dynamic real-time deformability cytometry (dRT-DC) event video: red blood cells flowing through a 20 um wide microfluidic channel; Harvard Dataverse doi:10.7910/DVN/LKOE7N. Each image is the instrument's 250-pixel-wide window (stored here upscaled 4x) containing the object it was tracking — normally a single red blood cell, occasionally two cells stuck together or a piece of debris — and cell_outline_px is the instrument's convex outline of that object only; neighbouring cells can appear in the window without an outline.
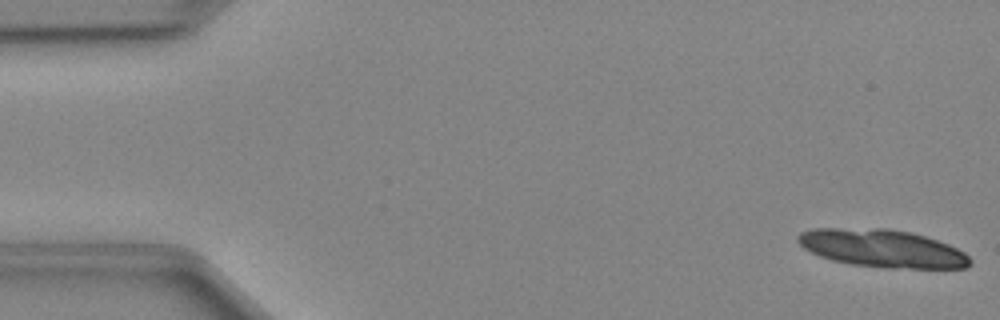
{"species": "Egyptian fruit bat (a non-hibernating species)", "species_latin": "Rousettus aegyptiacus", "temperature_condition": "cold", "stored_images_in_passage": 13, "camera_frame_rate_fps": 3000, "um_per_image_px": 0.085, "animal": {"sex": "female"}, "frame": {"image": 1, "passage_image": 1, "time_ms": 0.0, "image_size_px": [1000, 320], "cell_outline_px": [[972, 264], [968, 268], [888, 268], [852, 264], [832, 260], [820, 256], [804, 248], [796, 240], [796, 236], [800, 232], [812, 228], [888, 228], [912, 232], [948, 244], [964, 252], [972, 260]], "centroid_in_image_um": [74.99, 21.11], "position_along_channel_um": 10.0, "area_um2": 38.09}}